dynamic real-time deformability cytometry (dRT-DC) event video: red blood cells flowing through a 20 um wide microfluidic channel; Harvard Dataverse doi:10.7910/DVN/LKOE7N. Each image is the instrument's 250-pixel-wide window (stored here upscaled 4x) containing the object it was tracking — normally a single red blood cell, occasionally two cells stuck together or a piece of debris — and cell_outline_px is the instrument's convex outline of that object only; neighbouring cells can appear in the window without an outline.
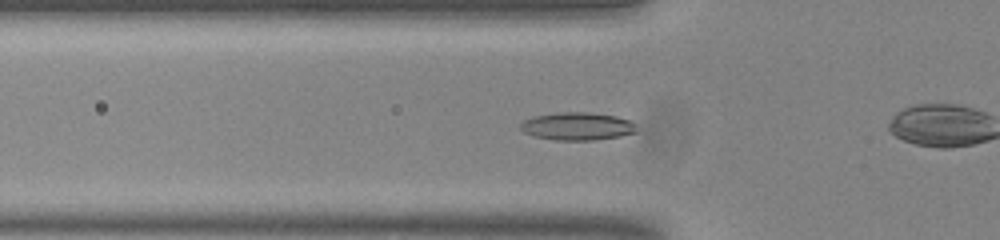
{"species": "common noctule bat (a hibernating species)", "species_latin": "Nyctalus noctula", "temperature_condition": "room temperature", "stored_images_in_passage": 45, "camera_frame_rate_fps": 3000, "um_per_image_px": 0.085, "animal": {"sex": "male", "body_mass_g": 20.0, "forearm_length_mm": 53.3}, "frame": {"image": 1, "passage_image": 9, "time_ms": 2.667, "image_size_px": [1000, 240], "cell_outline_px": [[636, 132], [620, 136], [592, 140], [556, 140], [532, 136], [524, 132], [520, 128], [520, 124], [524, 120], [536, 116], [560, 112], [588, 112], [616, 116], [628, 120], [632, 124]], "centroid_in_image_um": [49.02, 10.73], "position_along_channel_um": 76.8, "area_um2": 18.55}}
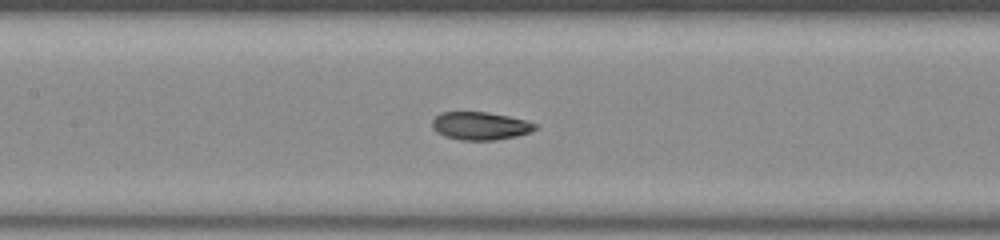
{"frame": {"image": 2, "passage_image": 16, "time_ms": 5.0, "image_size_px": [1000, 240], "cell_outline_px": [[540, 124], [532, 132], [516, 136], [496, 140], [460, 140], [444, 136], [436, 132], [432, 128], [432, 120], [440, 112], [488, 112], [508, 116]], "centroid_in_image_um": [40.82, 10.7], "position_along_channel_um": 166.6, "area_um2": 16.94}}
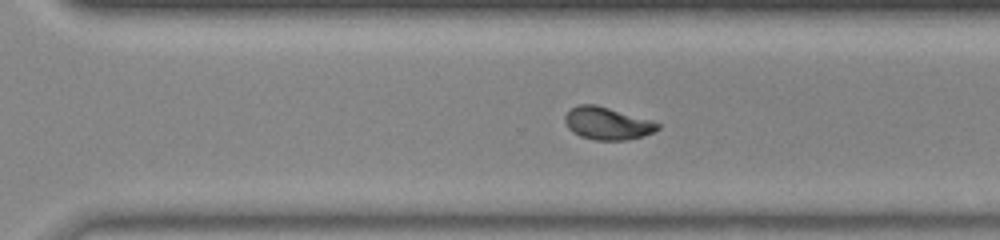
{"frame": {"image": 3, "passage_image": 28, "time_ms": 9.0, "image_size_px": [1000, 240], "cell_outline_px": [[660, 128], [652, 132], [640, 136], [624, 140], [596, 140], [580, 136], [572, 132], [568, 128], [564, 120], [564, 116], [572, 108], [580, 104], [596, 104], [648, 120], [660, 124]], "centroid_in_image_um": [51.56, 10.49], "position_along_channel_um": 319.0, "area_um2": 17.17}, "authors_computed_cell_mechanics": {"area_um2": 17.2244, "velocity_mm_per_s": 3.8289, "shape_relaxation_time_tau1_ms": null, "shape_relaxation_time_tau2_ms": 1.3728, "deformation_change_tau1": null, "deformation_change_tau2": 0.0682}}